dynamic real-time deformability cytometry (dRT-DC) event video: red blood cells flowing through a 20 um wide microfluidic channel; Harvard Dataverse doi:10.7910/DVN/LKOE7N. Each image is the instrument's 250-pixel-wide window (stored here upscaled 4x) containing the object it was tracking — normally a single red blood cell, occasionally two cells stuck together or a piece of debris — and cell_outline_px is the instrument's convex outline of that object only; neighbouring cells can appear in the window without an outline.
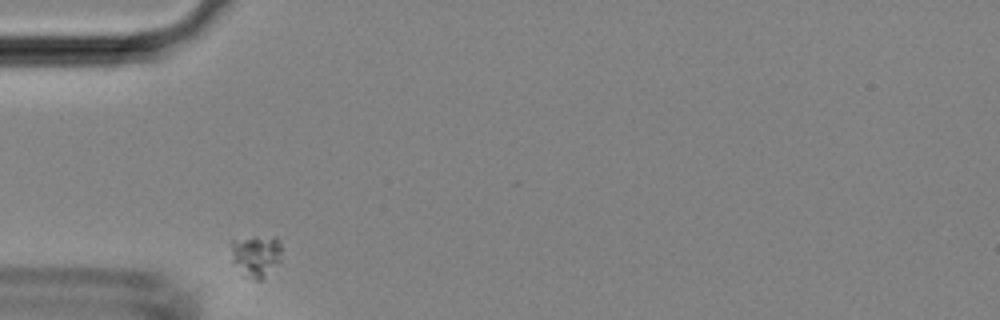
{"species": "Egyptian fruit bat (a non-hibernating species)", "species_latin": "Rousettus aegyptiacus", "temperature_condition": "room temperature", "stored_images_in_passage": 27, "camera_frame_rate_fps": 3000, "um_per_image_px": 0.085, "animal": {"sex": "female"}, "frame": {"image": 1, "passage_image": 1, "time_ms": 0.0, "image_size_px": [1000, 320], "cell_outline_px": [[280, 260], [260, 280], [252, 280], [244, 276], [232, 260], [228, 240], [256, 236], [276, 236], [280, 244]], "centroid_in_image_um": [21.7, 21.69], "position_along_channel_um": 63.3, "area_um2": 12.54}}
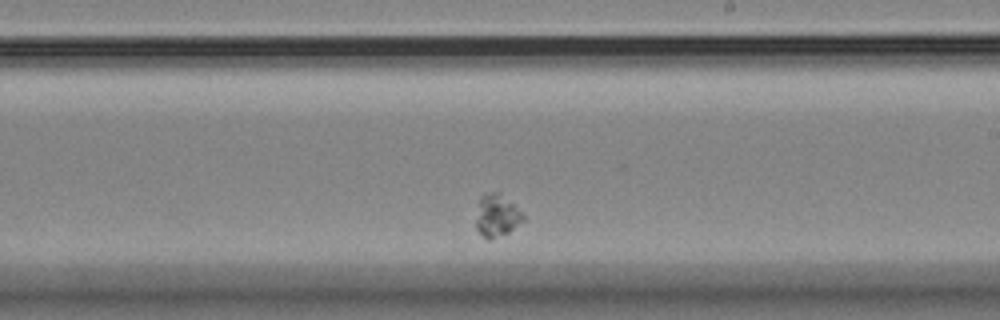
{"frame": {"image": 2, "passage_image": 16, "time_ms": 5.0, "image_size_px": [1000, 320], "cell_outline_px": [[524, 220], [508, 232], [488, 240], [476, 228], [476, 220], [480, 196], [488, 192], [500, 192], [524, 216]], "centroid_in_image_um": [42.21, 18.31], "position_along_channel_um": 246.8, "area_um2": 11.27}}
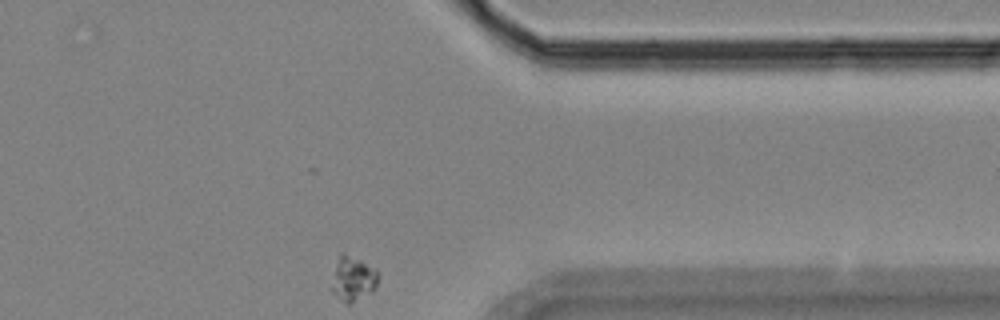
{"frame": {"image": 3, "passage_image": 27, "time_ms": 8.667, "image_size_px": [1000, 320], "cell_outline_px": [[380, 276], [376, 288], [372, 292], [348, 304], [332, 292], [332, 288], [336, 268], [340, 252], [344, 252], [376, 268], [380, 272]], "centroid_in_image_um": [30.09, 23.67], "position_along_channel_um": 381.3, "area_um2": 11.91}}